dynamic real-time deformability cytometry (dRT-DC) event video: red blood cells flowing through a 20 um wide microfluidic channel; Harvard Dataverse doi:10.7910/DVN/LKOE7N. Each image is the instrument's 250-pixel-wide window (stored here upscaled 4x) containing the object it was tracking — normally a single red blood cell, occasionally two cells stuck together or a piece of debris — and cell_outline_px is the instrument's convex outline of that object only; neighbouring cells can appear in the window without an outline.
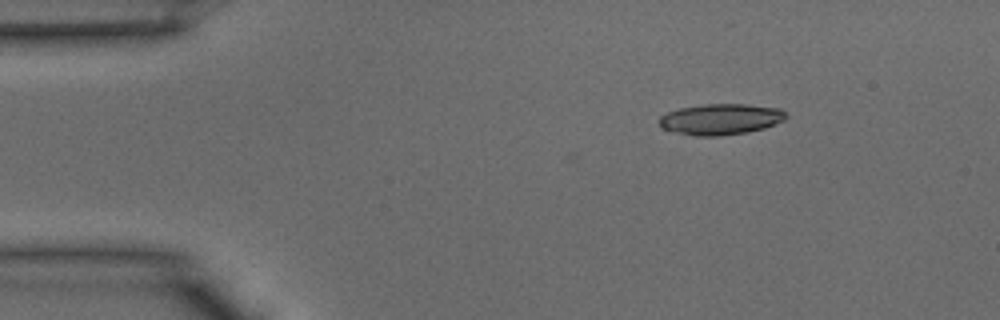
{"species": "common noctule bat (a hibernating species)", "species_latin": "Nyctalus noctula", "temperature_condition": "warm", "stored_images_in_passage": 34, "camera_frame_rate_fps": 3000, "um_per_image_px": 0.085, "animal": {"sex": "male", "body_mass_g": 15.6}, "frame": {"image": 1, "passage_image": 1, "time_ms": 0.0, "image_size_px": [1000, 320], "cell_outline_px": [[788, 116], [784, 120], [764, 128], [748, 132], [720, 136], [696, 136], [660, 128], [660, 116], [668, 112], [680, 108], [700, 104], [748, 104], [780, 108]], "centroid_in_image_um": [61.27, 10.13], "position_along_channel_um": 23.7, "area_um2": 22.89}}
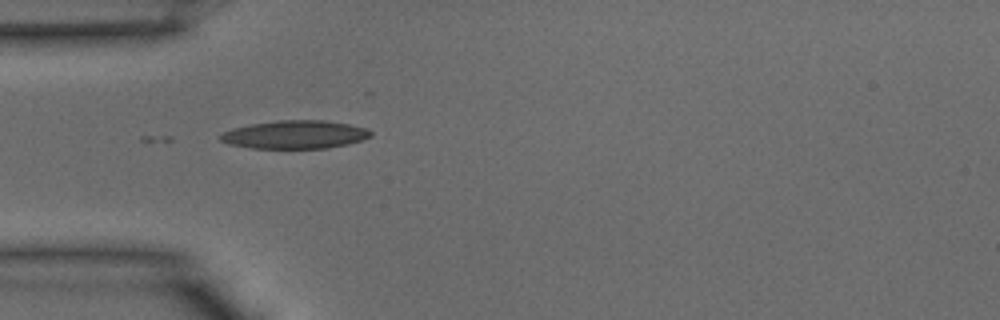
{"frame": {"image": 2, "passage_image": 7, "time_ms": 2.0, "image_size_px": [1000, 320], "cell_outline_px": [[372, 136], [348, 144], [328, 148], [252, 148], [228, 144], [220, 140], [220, 136], [224, 132], [232, 128], [252, 124], [280, 120], [324, 120], [348, 124], [368, 128], [372, 132]], "centroid_in_image_um": [25.09, 11.44], "position_along_channel_um": 59.9, "area_um2": 24.62}}
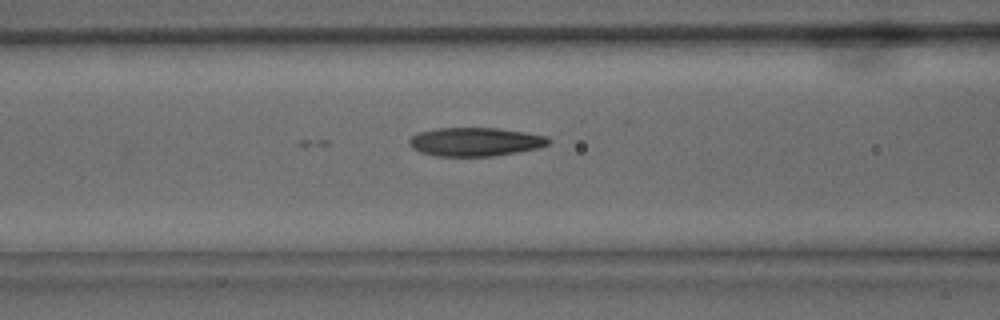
{"frame": {"image": 3, "passage_image": 11, "time_ms": 3.333, "image_size_px": [1000, 320], "cell_outline_px": [[552, 140], [548, 144], [540, 148], [492, 156], [436, 156], [420, 152], [412, 148], [408, 144], [408, 140], [412, 136], [420, 132], [436, 128], [496, 128], [524, 132], [548, 136]], "centroid_in_image_um": [40.4, 12.05], "position_along_channel_um": 126.2, "area_um2": 23.29}}